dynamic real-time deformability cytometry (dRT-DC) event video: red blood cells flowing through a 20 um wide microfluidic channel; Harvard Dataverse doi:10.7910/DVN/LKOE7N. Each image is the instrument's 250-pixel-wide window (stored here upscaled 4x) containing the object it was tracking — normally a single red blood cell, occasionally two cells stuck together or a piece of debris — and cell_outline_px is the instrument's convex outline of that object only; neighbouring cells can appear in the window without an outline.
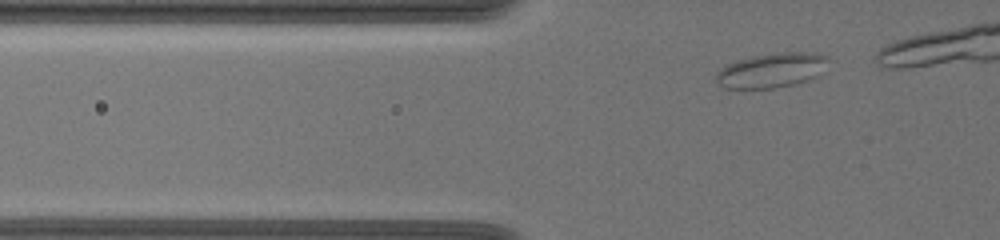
{"species": "common noctule bat (a hibernating species)", "species_latin": "Nyctalus noctula", "temperature_condition": "warm", "stored_images_in_passage": 15, "camera_frame_rate_fps": 3000, "um_per_image_px": 0.085, "animal": {"sex": "female", "body_mass_g": 19.5, "forearm_length_mm": 54.1}, "frame": {"image": 1, "passage_image": 3, "time_ms": 0.667, "image_size_px": [1000, 240], "cell_outline_px": [[828, 56], [816, 76], [792, 84], [776, 88], [724, 88], [716, 80], [716, 72], [724, 64], [736, 60], [752, 56], [776, 52], [804, 52]], "centroid_in_image_um": [65.46, 5.97], "position_along_channel_um": 60.3, "area_um2": 22.2}}
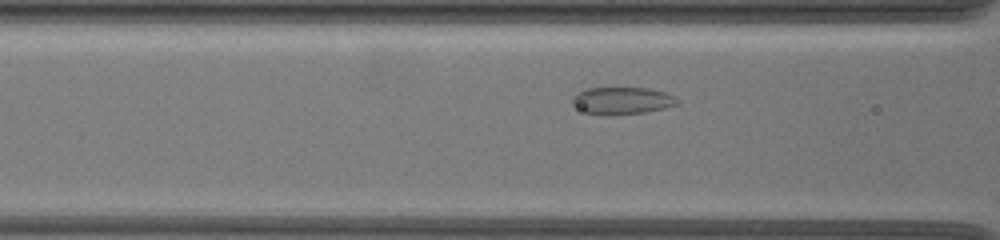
{"frame": {"image": 2, "passage_image": 9, "time_ms": 2.667, "image_size_px": [1000, 240], "cell_outline_px": [[680, 104], [664, 108], [644, 112], [584, 112], [572, 104], [572, 96], [584, 88], [648, 88], [664, 92], [676, 96], [680, 100]], "centroid_in_image_um": [52.93, 8.5], "position_along_channel_um": 113.7, "area_um2": 16.01}}
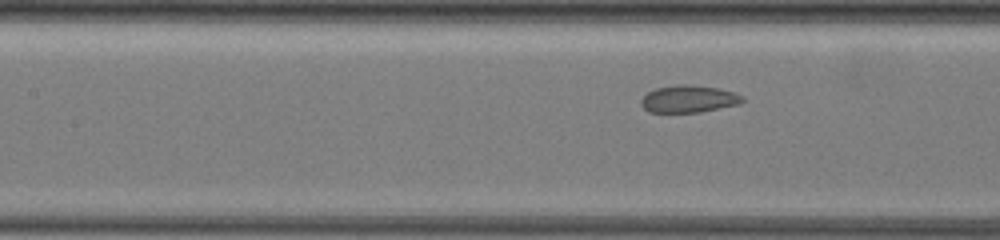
{"frame": {"image": 3, "passage_image": 12, "time_ms": 3.667, "image_size_px": [1000, 240], "cell_outline_px": [[744, 100], [740, 104], [700, 112], [648, 112], [640, 104], [640, 100], [648, 92], [656, 88], [676, 84], [684, 84], [720, 88], [744, 96]], "centroid_in_image_um": [58.54, 8.41], "position_along_channel_um": 148.9, "area_um2": 16.13}}